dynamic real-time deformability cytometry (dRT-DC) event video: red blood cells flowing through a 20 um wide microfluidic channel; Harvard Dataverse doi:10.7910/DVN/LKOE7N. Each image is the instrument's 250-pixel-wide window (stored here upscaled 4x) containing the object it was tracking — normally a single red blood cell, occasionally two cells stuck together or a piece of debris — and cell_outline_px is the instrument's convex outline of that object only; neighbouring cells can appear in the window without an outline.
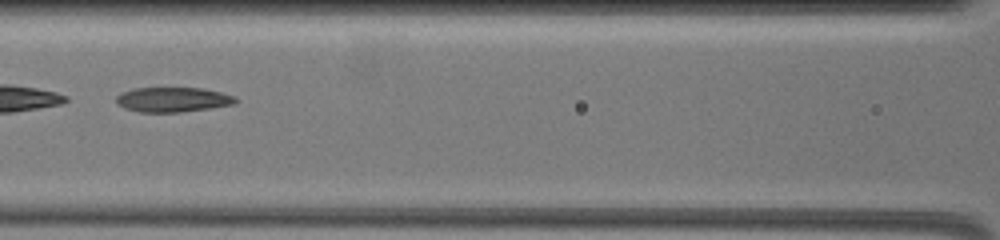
{"species": "common noctule bat (a hibernating species)", "species_latin": "Nyctalus noctula", "temperature_condition": "warm", "stored_images_in_passage": 15, "segment_of_instrument_passage": [2, 2], "camera_frame_rate_fps": 3000, "um_per_image_px": 0.085, "animal": {"sex": "female", "body_mass_g": 19.5, "forearm_length_mm": 54.1}, "frame": {"image": 1, "passage_image": 13, "time_ms": 10.667, "image_size_px": [1000, 240], "cell_outline_px": [[240, 100], [232, 104], [208, 108], [180, 112], [140, 112], [124, 108], [116, 104], [116, 96], [120, 92], [132, 88], [204, 88], [236, 96]], "centroid_in_image_um": [14.65, 8.46], "position_along_channel_um": 151.9, "area_um2": 17.34}}